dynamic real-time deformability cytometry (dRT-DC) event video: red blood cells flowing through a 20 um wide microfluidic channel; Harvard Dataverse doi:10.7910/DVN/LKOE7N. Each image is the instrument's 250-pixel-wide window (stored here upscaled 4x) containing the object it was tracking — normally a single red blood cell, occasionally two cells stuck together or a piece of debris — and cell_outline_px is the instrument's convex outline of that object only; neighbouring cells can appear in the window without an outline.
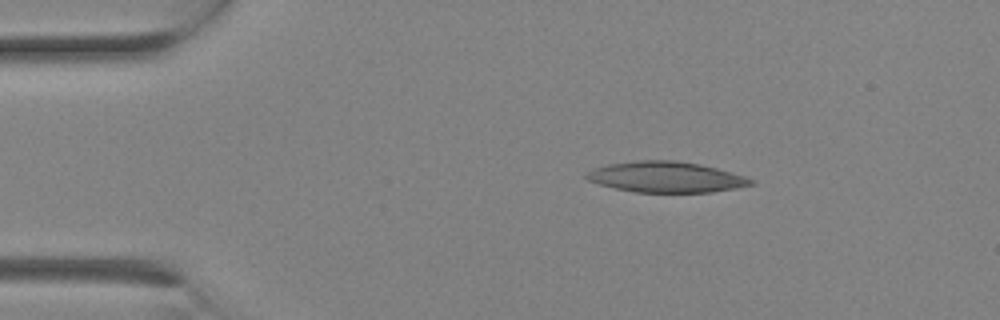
{"species": "Egyptian fruit bat (a non-hibernating species)", "species_latin": "Rousettus aegyptiacus", "temperature_condition": "room temperature", "stored_images_in_passage": 3, "camera_frame_rate_fps": 3000, "um_per_image_px": 0.085, "animal": {"sex": "female"}, "frame": {"image": 1, "passage_image": 2, "time_ms": 0.333, "image_size_px": [1000, 320], "cell_outline_px": [[756, 184], [736, 188], [712, 192], [636, 192], [616, 188], [600, 184], [588, 180], [584, 176], [584, 172], [592, 168], [608, 164], [636, 160], [676, 160], [700, 164], [716, 168], [744, 176], [756, 180]], "centroid_in_image_um": [56.6, 15.04], "position_along_channel_um": 28.4, "area_um2": 29.59}}
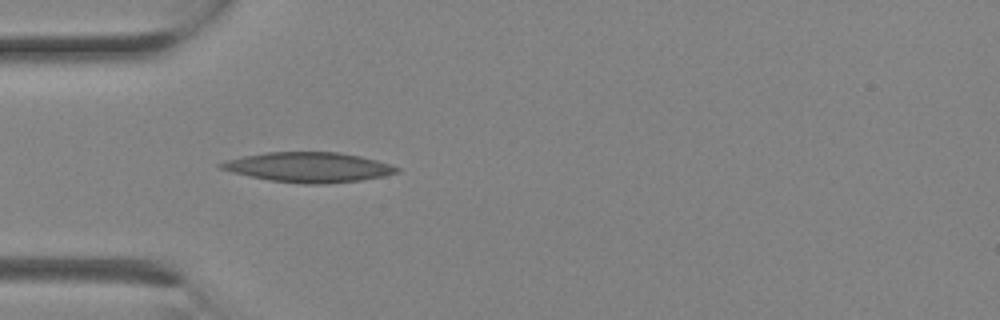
{"frame": {"image": 2, "passage_image": 3, "time_ms": 0.667, "image_size_px": [1000, 320], "cell_outline_px": [[400, 172], [384, 176], [360, 180], [324, 184], [304, 184], [272, 180], [232, 172], [220, 168], [216, 164], [228, 160], [244, 156], [268, 152], [340, 152], [360, 156], [392, 164], [400, 168]], "centroid_in_image_um": [26.29, 14.21], "position_along_channel_um": 58.7, "area_um2": 30.46}}